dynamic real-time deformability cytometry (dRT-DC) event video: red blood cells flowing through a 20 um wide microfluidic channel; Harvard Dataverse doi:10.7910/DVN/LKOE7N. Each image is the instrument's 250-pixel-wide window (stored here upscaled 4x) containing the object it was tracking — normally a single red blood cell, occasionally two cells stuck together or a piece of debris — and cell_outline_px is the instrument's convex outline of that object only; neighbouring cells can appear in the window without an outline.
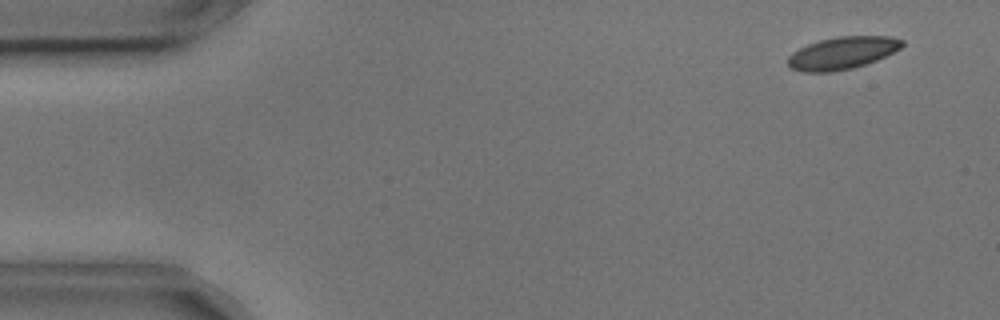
{"species": "common noctule bat (a hibernating species)", "species_latin": "Nyctalus noctula", "temperature_condition": "cold", "stored_images_in_passage": 5, "camera_frame_rate_fps": 3000, "um_per_image_px": 0.085, "animal": {"sex": "male", "body_mass_g": 17.9, "forearm_length_mm": 54.2}, "frame": {"image": 1, "passage_image": 2, "time_ms": 0.333, "image_size_px": [1000, 320], "cell_outline_px": [[904, 44], [900, 48], [876, 60], [852, 68], [832, 72], [804, 72], [792, 68], [788, 64], [788, 56], [792, 52], [808, 44], [820, 40], [836, 36], [888, 36], [904, 40]], "centroid_in_image_um": [71.58, 4.5], "position_along_channel_um": 13.4, "area_um2": 21.39}}